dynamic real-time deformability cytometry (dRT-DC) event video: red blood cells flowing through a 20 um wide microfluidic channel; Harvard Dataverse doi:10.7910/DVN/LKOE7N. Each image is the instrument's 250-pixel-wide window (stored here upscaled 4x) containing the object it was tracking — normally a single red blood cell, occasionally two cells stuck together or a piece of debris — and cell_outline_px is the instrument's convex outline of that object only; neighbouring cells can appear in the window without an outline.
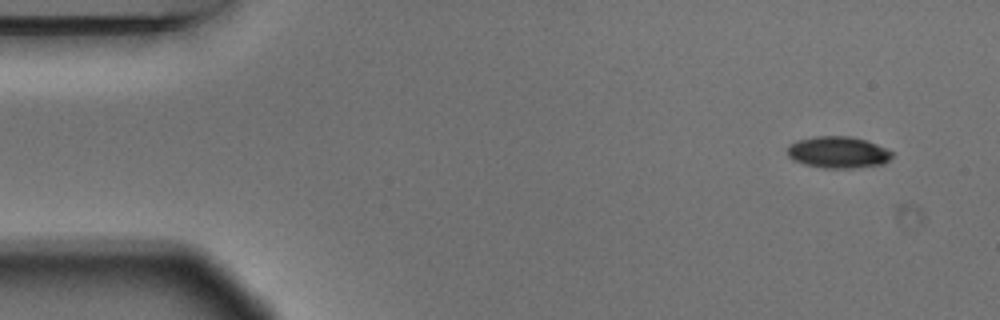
{"species": "Egyptian fruit bat (a non-hibernating species)", "species_latin": "Rousettus aegyptiacus", "temperature_condition": "warm", "stored_images_in_passage": 3, "camera_frame_rate_fps": 3000, "um_per_image_px": 0.085, "animal": {"sex": "male"}, "frame": {"image": 1, "passage_image": 1, "time_ms": 0.0, "image_size_px": [1000, 320], "cell_outline_px": [[892, 156], [884, 164], [852, 168], [824, 168], [804, 164], [792, 160], [788, 156], [788, 144], [796, 140], [816, 136], [848, 136], [864, 140], [876, 144], [892, 152]], "centroid_in_image_um": [71.19, 12.95], "position_along_channel_um": 13.8, "area_um2": 19.25}}